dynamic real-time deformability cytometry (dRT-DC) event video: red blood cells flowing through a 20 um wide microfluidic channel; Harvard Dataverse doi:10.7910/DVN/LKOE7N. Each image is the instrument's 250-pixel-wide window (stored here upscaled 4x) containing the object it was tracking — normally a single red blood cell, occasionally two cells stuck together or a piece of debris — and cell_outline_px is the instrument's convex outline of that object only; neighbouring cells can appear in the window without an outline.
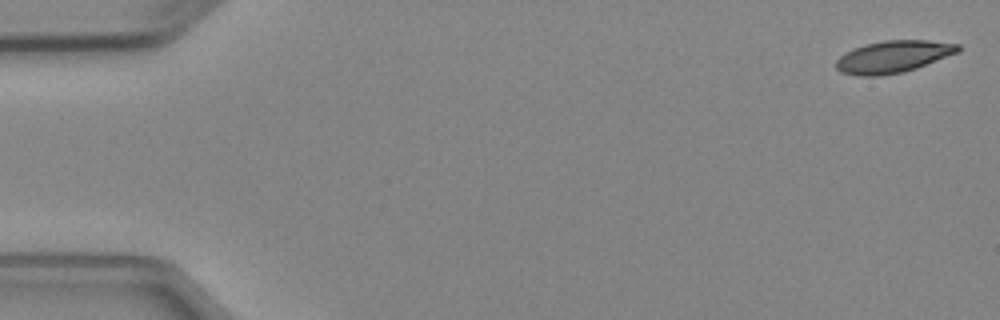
{"species": "Egyptian fruit bat (a non-hibernating species)", "species_latin": "Rousettus aegyptiacus", "temperature_condition": "cold", "stored_images_in_passage": 5, "camera_frame_rate_fps": 3000, "um_per_image_px": 0.085, "animal": {"sex": "female"}, "frame": {"image": 1, "passage_image": 1, "time_ms": 0.0, "image_size_px": [1000, 320], "cell_outline_px": [[960, 52], [916, 68], [904, 72], [880, 76], [856, 76], [840, 72], [836, 68], [836, 60], [840, 56], [852, 48], [884, 40], [928, 40], [960, 44]], "centroid_in_image_um": [75.92, 4.82], "position_along_channel_um": 9.1, "area_um2": 22.95}}
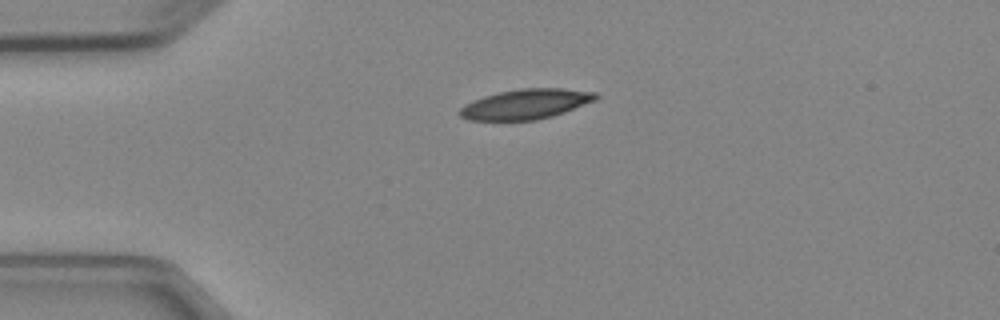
{"frame": {"image": 2, "passage_image": 4, "time_ms": 3.667, "image_size_px": [1000, 320], "cell_outline_px": [[600, 96], [596, 100], [564, 112], [552, 116], [536, 120], [468, 120], [460, 116], [456, 112], [464, 104], [484, 96], [500, 92], [520, 88], [560, 88], [596, 92]], "centroid_in_image_um": [44.68, 8.85], "position_along_channel_um": 40.3, "area_um2": 23.81}}